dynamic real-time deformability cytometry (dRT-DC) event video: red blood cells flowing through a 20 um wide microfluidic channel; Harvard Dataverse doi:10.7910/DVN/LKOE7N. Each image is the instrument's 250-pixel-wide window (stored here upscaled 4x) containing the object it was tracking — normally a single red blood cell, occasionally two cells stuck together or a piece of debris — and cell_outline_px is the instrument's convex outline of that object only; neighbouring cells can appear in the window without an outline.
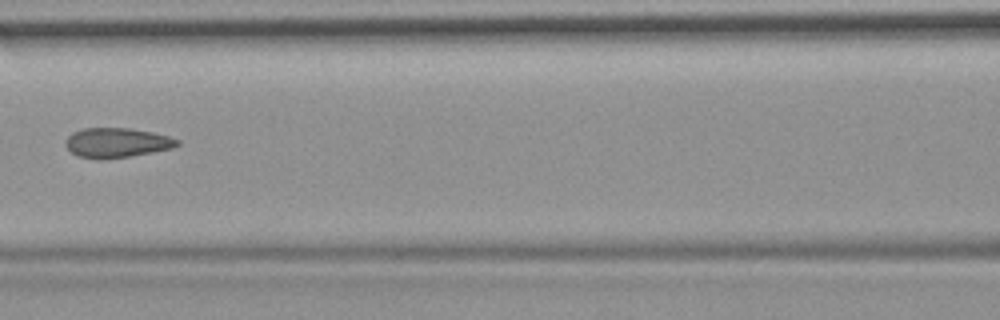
{"species": "common noctule bat (a hibernating species)", "species_latin": "Nyctalus noctula", "temperature_condition": "room temperature", "stored_images_in_passage": 9, "camera_frame_rate_fps": 3000, "um_per_image_px": 0.085, "animal": {"sex": "female", "body_mass_g": 19.9}, "frame": {"image": 1, "passage_image": 6, "time_ms": 6.0, "image_size_px": [1000, 320], "cell_outline_px": [[180, 144], [172, 148], [132, 156], [104, 160], [96, 160], [76, 156], [64, 144], [64, 140], [72, 132], [84, 128], [128, 128], [152, 132], [168, 136], [180, 140]], "centroid_in_image_um": [9.89, 12.14], "position_along_channel_um": 156.7, "area_um2": 19.59}}
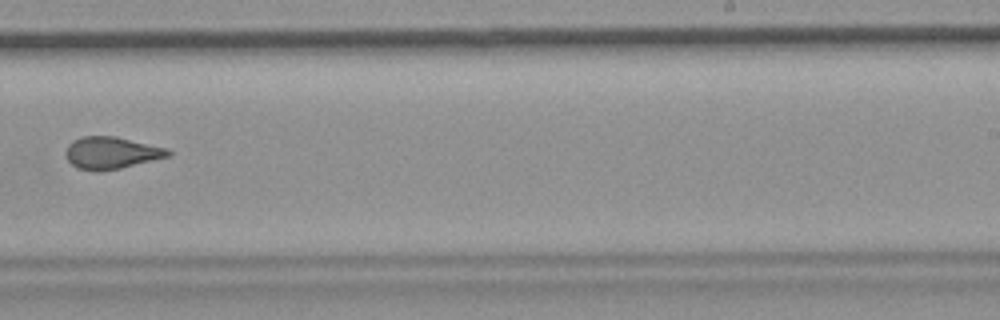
{"frame": {"image": 2, "passage_image": 9, "time_ms": 9.333, "image_size_px": [1000, 320], "cell_outline_px": [[172, 156], [120, 168], [96, 172], [76, 168], [64, 156], [64, 152], [68, 144], [72, 140], [84, 136], [116, 136], [164, 148], [172, 152]], "centroid_in_image_um": [9.42, 13.0], "position_along_channel_um": 279.6, "area_um2": 19.25}}